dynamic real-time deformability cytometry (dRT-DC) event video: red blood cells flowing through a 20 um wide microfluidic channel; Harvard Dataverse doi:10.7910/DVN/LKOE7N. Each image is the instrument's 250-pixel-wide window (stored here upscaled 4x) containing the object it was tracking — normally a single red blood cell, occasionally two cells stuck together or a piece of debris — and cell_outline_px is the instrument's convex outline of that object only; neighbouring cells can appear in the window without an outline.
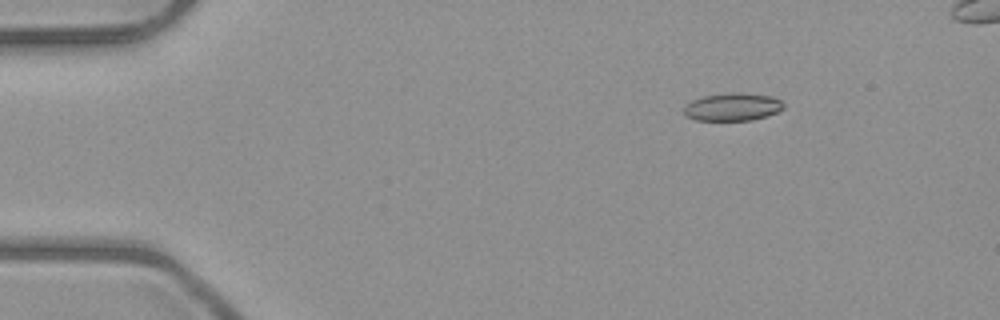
{"species": "common noctule bat (a hibernating species)", "species_latin": "Nyctalus noctula", "temperature_condition": "room temperature", "stored_images_in_passage": 5, "camera_frame_rate_fps": 3000, "um_per_image_px": 0.085, "animal": {"sex": "male", "body_mass_g": 23.1, "forearm_length_mm": 52.7}, "frame": {"image": 1, "passage_image": 2, "time_ms": 1.333, "image_size_px": [1000, 320], "cell_outline_px": [[784, 108], [776, 112], [752, 120], [696, 120], [684, 116], [684, 108], [692, 100], [704, 96], [728, 92], [740, 92], [772, 96], [780, 100], [784, 104]], "centroid_in_image_um": [62.26, 9.08], "position_along_channel_um": 22.7, "area_um2": 16.13}}